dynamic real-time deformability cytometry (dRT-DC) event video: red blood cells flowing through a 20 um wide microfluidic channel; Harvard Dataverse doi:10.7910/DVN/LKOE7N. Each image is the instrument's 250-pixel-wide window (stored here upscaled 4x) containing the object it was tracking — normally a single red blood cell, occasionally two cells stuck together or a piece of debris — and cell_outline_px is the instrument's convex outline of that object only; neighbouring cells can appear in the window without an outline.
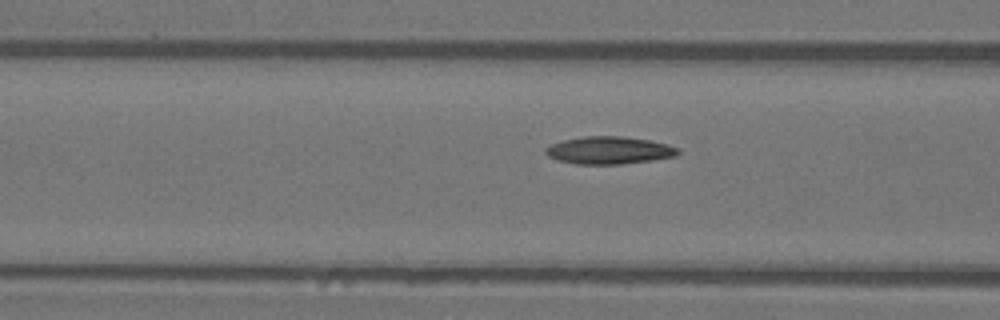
{"species": "Egyptian fruit bat (a non-hibernating species)", "species_latin": "Rousettus aegyptiacus", "temperature_condition": "warm", "stored_images_in_passage": 16, "camera_frame_rate_fps": 3000, "um_per_image_px": 0.085, "animal": {"sex": "female"}, "frame": {"image": 1, "passage_image": 14, "time_ms": 4.333, "image_size_px": [1000, 320], "cell_outline_px": [[680, 152], [676, 156], [652, 160], [620, 164], [576, 164], [556, 160], [548, 156], [544, 152], [544, 148], [552, 144], [564, 140], [584, 136], [620, 136], [648, 140], [668, 144], [676, 148]], "centroid_in_image_um": [51.74, 12.78], "position_along_channel_um": 114.9, "area_um2": 21.15}}